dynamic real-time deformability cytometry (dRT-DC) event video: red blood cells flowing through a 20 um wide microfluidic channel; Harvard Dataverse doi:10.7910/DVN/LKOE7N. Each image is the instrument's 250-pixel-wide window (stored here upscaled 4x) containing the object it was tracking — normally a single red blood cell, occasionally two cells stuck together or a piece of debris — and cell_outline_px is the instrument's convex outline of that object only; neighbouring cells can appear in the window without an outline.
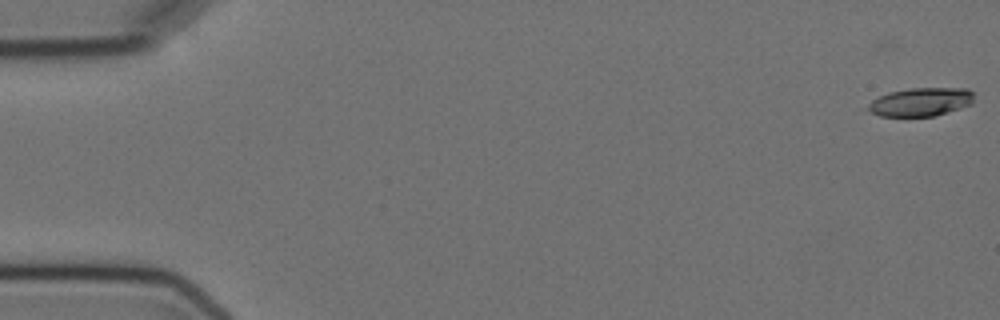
{"species": "Egyptian fruit bat (a non-hibernating species)", "species_latin": "Rousettus aegyptiacus", "temperature_condition": "cold", "stored_images_in_passage": 7, "camera_frame_rate_fps": 3000, "um_per_image_px": 0.085, "animal": {"sex": "female"}, "frame": {"image": 1, "passage_image": 1, "time_ms": 0.0, "image_size_px": [1000, 320], "cell_outline_px": [[972, 104], [936, 116], [880, 116], [872, 112], [868, 108], [868, 104], [872, 100], [888, 92], [912, 88], [968, 88], [972, 92]], "centroid_in_image_um": [78.28, 8.66], "position_along_channel_um": 6.7, "area_um2": 17.46}}
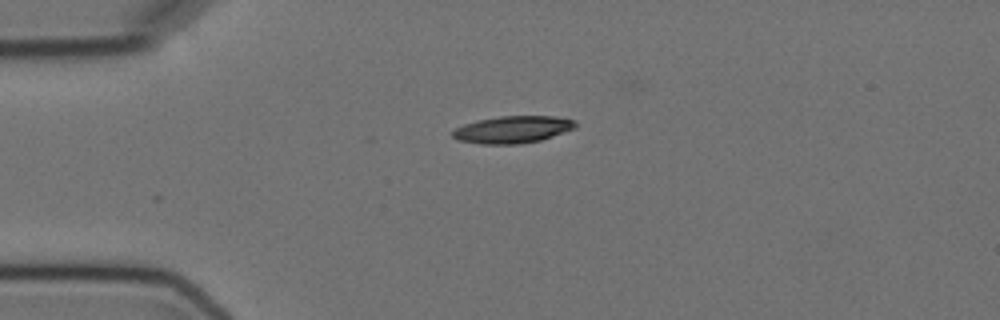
{"frame": {"image": 2, "passage_image": 5, "time_ms": 4.333, "image_size_px": [1000, 320], "cell_outline_px": [[576, 128], [540, 140], [520, 144], [480, 144], [456, 140], [452, 136], [452, 132], [456, 128], [464, 124], [480, 120], [500, 116], [556, 116], [576, 120]], "centroid_in_image_um": [43.58, 11.01], "position_along_channel_um": 41.4, "area_um2": 19.42}}
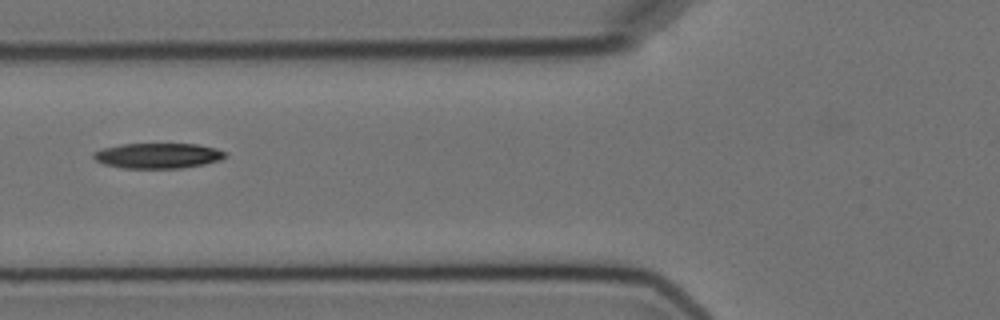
{"frame": {"image": 3, "passage_image": 7, "time_ms": 7.0, "image_size_px": [1000, 320], "cell_outline_px": [[228, 156], [220, 160], [204, 164], [180, 168], [124, 168], [104, 164], [96, 160], [92, 156], [92, 152], [104, 148], [120, 144], [196, 144], [216, 148], [224, 152]], "centroid_in_image_um": [13.42, 13.23], "position_along_channel_um": 112.4, "area_um2": 19.36}}